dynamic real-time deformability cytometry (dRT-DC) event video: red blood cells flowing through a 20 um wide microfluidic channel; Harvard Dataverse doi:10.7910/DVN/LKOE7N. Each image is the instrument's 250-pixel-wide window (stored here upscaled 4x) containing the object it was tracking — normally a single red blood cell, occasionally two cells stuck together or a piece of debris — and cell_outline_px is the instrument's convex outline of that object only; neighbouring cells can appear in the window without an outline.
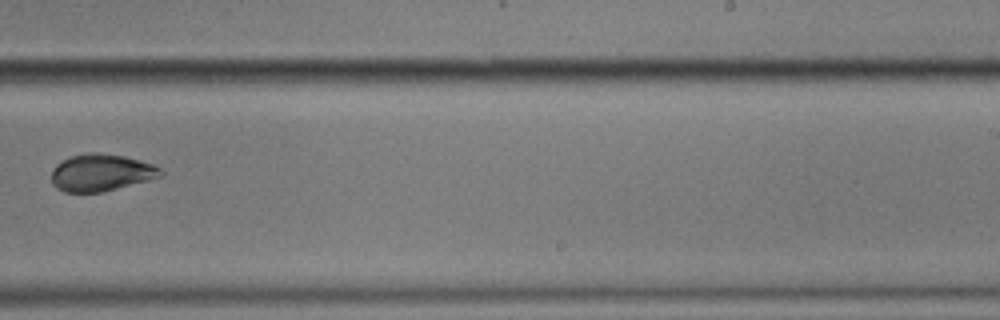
{"species": "common noctule bat (a hibernating species)", "species_latin": "Nyctalus noctula", "temperature_condition": "cold", "stored_images_in_passage": 13, "camera_frame_rate_fps": 3000, "um_per_image_px": 0.085, "animal": {"sex": "male", "body_mass_g": 17.9}, "frame": {"image": 1, "passage_image": 8, "time_ms": 9.0, "image_size_px": [1000, 320], "cell_outline_px": [[164, 176], [100, 192], [64, 192], [56, 188], [52, 184], [52, 168], [60, 160], [68, 156], [88, 152], [100, 152], [124, 156], [140, 160], [152, 164], [160, 168], [164, 172]], "centroid_in_image_um": [8.57, 14.65], "position_along_channel_um": 280.4, "area_um2": 23.81}}